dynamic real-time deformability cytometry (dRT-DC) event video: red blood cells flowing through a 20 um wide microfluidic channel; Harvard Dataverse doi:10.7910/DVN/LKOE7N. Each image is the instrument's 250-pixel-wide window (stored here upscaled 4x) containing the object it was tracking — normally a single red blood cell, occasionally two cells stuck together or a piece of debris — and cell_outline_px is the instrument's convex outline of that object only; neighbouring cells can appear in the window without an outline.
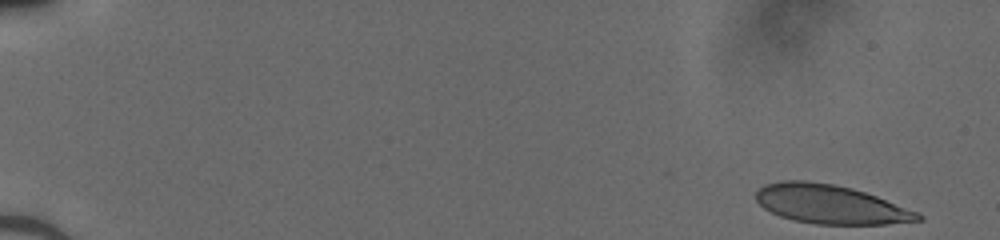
{"species": "human", "species_latin": "Homo sapiens", "temperature_condition": "cold", "stored_images_in_passage": 48, "camera_frame_rate_fps": 3000, "um_per_image_px": 0.085, "donor": {"sex": "male"}, "frame": {"image": 1, "passage_image": 1, "time_ms": 0.0, "image_size_px": [1000, 240], "cell_outline_px": [[924, 220], [884, 224], [816, 224], [792, 220], [780, 216], [764, 208], [756, 200], [756, 192], [764, 184], [780, 180], [804, 180], [832, 184], [852, 188], [876, 196], [916, 212], [924, 216]], "centroid_in_image_um": [70.55, 17.36], "position_along_channel_um": 14.5, "area_um2": 36.47}}
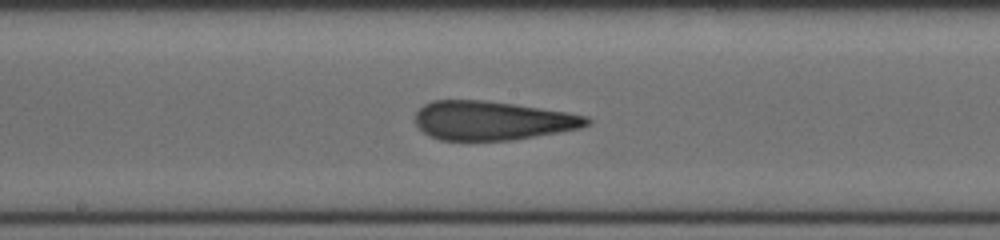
{"frame": {"image": 2, "passage_image": 27, "time_ms": 8.667, "image_size_px": [1000, 240], "cell_outline_px": [[592, 120], [588, 124], [580, 128], [512, 140], [440, 140], [428, 136], [416, 124], [416, 112], [424, 104], [432, 100], [484, 100], [512, 104], [564, 112], [588, 116]], "centroid_in_image_um": [41.81, 10.25], "position_along_channel_um": 206.4, "area_um2": 38.61}}
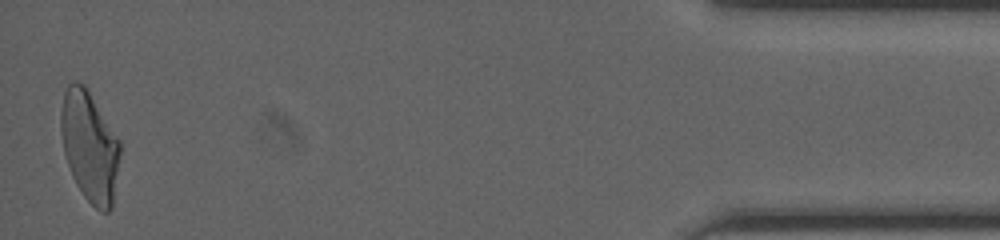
{"frame": {"image": 3, "passage_image": 48, "time_ms": 15.667, "image_size_px": [1000, 240], "cell_outline_px": [[120, 156], [112, 208], [108, 212], [100, 212], [84, 196], [76, 184], [72, 176], [64, 152], [60, 128], [60, 112], [64, 92], [68, 84], [72, 80], [76, 80], [84, 84], [120, 140]], "centroid_in_image_um": [7.61, 12.43], "position_along_channel_um": 427.6, "area_um2": 38.09}}